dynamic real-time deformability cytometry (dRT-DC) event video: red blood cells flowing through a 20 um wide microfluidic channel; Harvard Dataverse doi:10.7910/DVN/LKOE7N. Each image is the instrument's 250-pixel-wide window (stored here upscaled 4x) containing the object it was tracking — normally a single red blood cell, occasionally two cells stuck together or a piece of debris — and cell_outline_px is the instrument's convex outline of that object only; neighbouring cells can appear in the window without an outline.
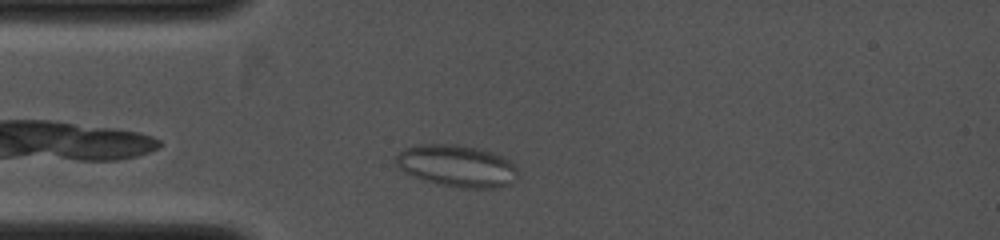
{"species": "common noctule bat (a hibernating species)", "species_latin": "Nyctalus noctula", "temperature_condition": "cold", "stored_images_in_passage": 16, "camera_frame_rate_fps": 4000, "um_per_image_px": 0.085, "animal": {"sex": "female", "body_mass_g": 19.0, "forearm_length_mm": 53.3}, "frame": {"image": 1, "passage_image": 5, "time_ms": 1.0, "image_size_px": [1000, 240], "cell_outline_px": [[516, 172], [508, 184], [496, 188], [460, 188], [440, 184], [412, 176], [396, 168], [396, 156], [404, 148], [420, 144], [456, 144], [476, 148], [492, 152], [508, 160], [516, 168]], "centroid_in_image_um": [38.75, 14.09], "position_along_channel_um": 46.2, "area_um2": 29.42}}
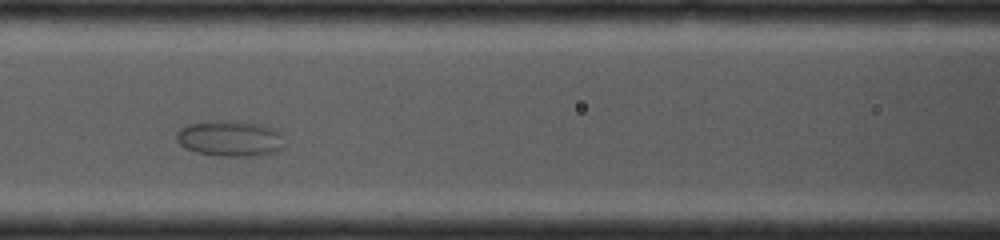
{"frame": {"image": 2, "passage_image": 13, "time_ms": 3.25, "image_size_px": [1000, 240], "cell_outline_px": [[284, 148], [276, 152], [264, 156], [224, 156], [196, 152], [180, 144], [176, 140], [176, 132], [180, 128], [188, 124], [208, 120], [236, 120], [256, 124], [272, 128], [280, 132]], "centroid_in_image_um": [19.55, 11.76], "position_along_channel_um": 147.0, "area_um2": 22.77}}
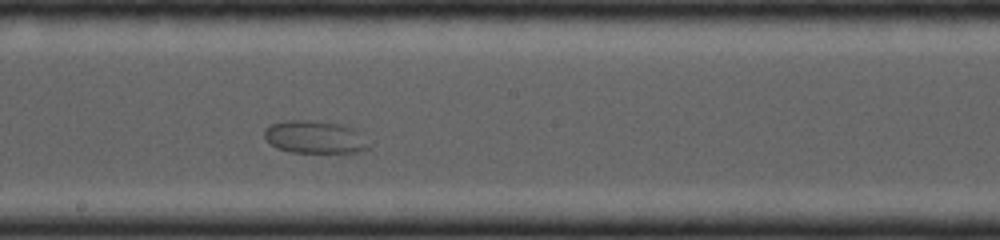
{"frame": {"image": 3, "passage_image": 16, "time_ms": 4.75, "image_size_px": [1000, 240], "cell_outline_px": [[368, 148], [356, 152], [292, 152], [276, 148], [264, 136], [264, 128], [272, 124], [284, 120], [308, 120], [340, 124], [352, 128]], "centroid_in_image_um": [26.63, 11.64], "position_along_channel_um": 221.6, "area_um2": 19.19}}